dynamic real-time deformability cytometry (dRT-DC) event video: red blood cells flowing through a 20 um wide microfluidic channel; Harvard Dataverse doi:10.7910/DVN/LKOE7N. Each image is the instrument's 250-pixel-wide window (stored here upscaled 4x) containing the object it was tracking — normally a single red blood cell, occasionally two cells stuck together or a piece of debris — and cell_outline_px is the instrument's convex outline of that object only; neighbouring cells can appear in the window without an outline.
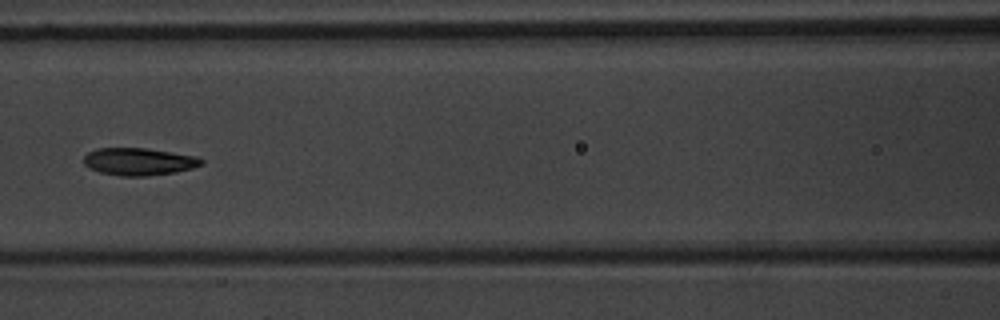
{"species": "common noctule bat (a hibernating species)", "species_latin": "Nyctalus noctula", "temperature_condition": "warm", "stored_images_in_passage": 9, "camera_frame_rate_fps": 3000, "um_per_image_px": 0.085, "animal": {"sex": "male", "body_mass_g": 20.1, "forearm_length_mm": 53.5}, "frame": {"image": 1, "passage_image": 6, "time_ms": 6.0, "image_size_px": [1000, 320], "cell_outline_px": [[204, 164], [192, 168], [176, 172], [148, 176], [120, 176], [100, 172], [88, 168], [84, 164], [84, 156], [88, 152], [96, 148], [144, 148], [196, 156], [204, 160]], "centroid_in_image_um": [11.79, 13.74], "position_along_channel_um": 154.8, "area_um2": 18.84}}
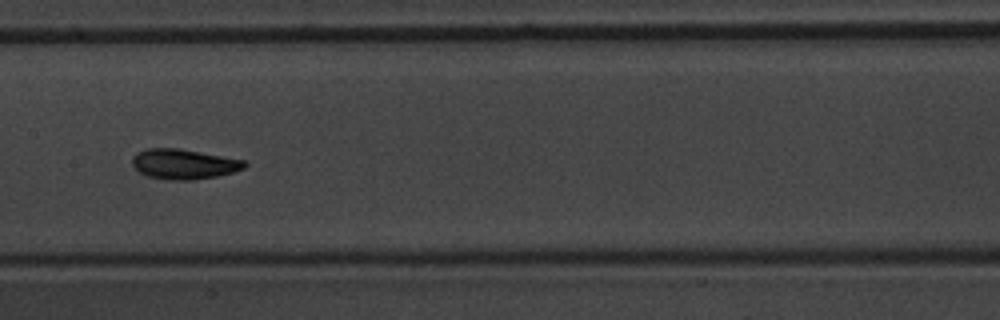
{"frame": {"image": 2, "passage_image": 7, "time_ms": 7.0, "image_size_px": [1000, 320], "cell_outline_px": [[248, 164], [244, 168], [232, 172], [216, 176], [196, 180], [172, 180], [148, 176], [140, 172], [132, 164], [132, 156], [136, 152], [148, 148], [180, 148], [244, 160]], "centroid_in_image_um": [15.61, 13.94], "position_along_channel_um": 191.8, "area_um2": 19.65}}
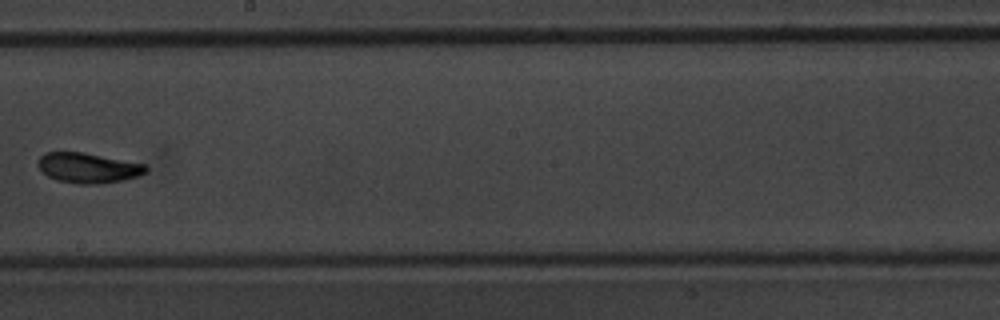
{"frame": {"image": 3, "passage_image": 8, "time_ms": 8.333, "image_size_px": [1000, 320], "cell_outline_px": [[148, 172], [124, 180], [100, 184], [76, 184], [56, 180], [40, 172], [36, 164], [40, 156], [44, 152], [84, 152], [148, 164]], "centroid_in_image_um": [7.48, 14.27], "position_along_channel_um": 240.7, "area_um2": 19.42}}